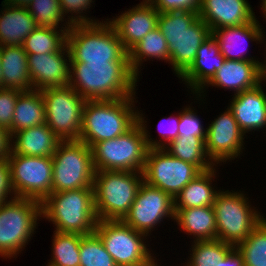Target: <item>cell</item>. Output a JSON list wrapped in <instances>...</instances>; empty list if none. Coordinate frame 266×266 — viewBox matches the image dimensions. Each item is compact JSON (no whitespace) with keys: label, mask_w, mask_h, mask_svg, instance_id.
<instances>
[{"label":"cell","mask_w":266,"mask_h":266,"mask_svg":"<svg viewBox=\"0 0 266 266\" xmlns=\"http://www.w3.org/2000/svg\"><path fill=\"white\" fill-rule=\"evenodd\" d=\"M15 197L42 203L52 193V157L11 154L7 157Z\"/></svg>","instance_id":"13"},{"label":"cell","mask_w":266,"mask_h":266,"mask_svg":"<svg viewBox=\"0 0 266 266\" xmlns=\"http://www.w3.org/2000/svg\"><path fill=\"white\" fill-rule=\"evenodd\" d=\"M207 129L203 127L195 109L192 106H186L180 112V121L178 137H200L206 140Z\"/></svg>","instance_id":"40"},{"label":"cell","mask_w":266,"mask_h":266,"mask_svg":"<svg viewBox=\"0 0 266 266\" xmlns=\"http://www.w3.org/2000/svg\"><path fill=\"white\" fill-rule=\"evenodd\" d=\"M91 149L95 171H144L148 147L139 122L125 134L97 142Z\"/></svg>","instance_id":"9"},{"label":"cell","mask_w":266,"mask_h":266,"mask_svg":"<svg viewBox=\"0 0 266 266\" xmlns=\"http://www.w3.org/2000/svg\"><path fill=\"white\" fill-rule=\"evenodd\" d=\"M200 173L195 165L173 157L164 148L147 150L144 181L168 193L173 199Z\"/></svg>","instance_id":"14"},{"label":"cell","mask_w":266,"mask_h":266,"mask_svg":"<svg viewBox=\"0 0 266 266\" xmlns=\"http://www.w3.org/2000/svg\"><path fill=\"white\" fill-rule=\"evenodd\" d=\"M45 103V123L61 140H78L86 100L72 87L41 90Z\"/></svg>","instance_id":"12"},{"label":"cell","mask_w":266,"mask_h":266,"mask_svg":"<svg viewBox=\"0 0 266 266\" xmlns=\"http://www.w3.org/2000/svg\"><path fill=\"white\" fill-rule=\"evenodd\" d=\"M2 64H1V53H0V88H2Z\"/></svg>","instance_id":"49"},{"label":"cell","mask_w":266,"mask_h":266,"mask_svg":"<svg viewBox=\"0 0 266 266\" xmlns=\"http://www.w3.org/2000/svg\"><path fill=\"white\" fill-rule=\"evenodd\" d=\"M262 84L233 95L228 105L245 135L266 128V92Z\"/></svg>","instance_id":"22"},{"label":"cell","mask_w":266,"mask_h":266,"mask_svg":"<svg viewBox=\"0 0 266 266\" xmlns=\"http://www.w3.org/2000/svg\"><path fill=\"white\" fill-rule=\"evenodd\" d=\"M152 0H142V3H151Z\"/></svg>","instance_id":"50"},{"label":"cell","mask_w":266,"mask_h":266,"mask_svg":"<svg viewBox=\"0 0 266 266\" xmlns=\"http://www.w3.org/2000/svg\"><path fill=\"white\" fill-rule=\"evenodd\" d=\"M137 102L136 96L86 101L78 140L91 148L97 142L125 134L138 122Z\"/></svg>","instance_id":"2"},{"label":"cell","mask_w":266,"mask_h":266,"mask_svg":"<svg viewBox=\"0 0 266 266\" xmlns=\"http://www.w3.org/2000/svg\"><path fill=\"white\" fill-rule=\"evenodd\" d=\"M12 136L9 130L0 126V159L11 154Z\"/></svg>","instance_id":"44"},{"label":"cell","mask_w":266,"mask_h":266,"mask_svg":"<svg viewBox=\"0 0 266 266\" xmlns=\"http://www.w3.org/2000/svg\"><path fill=\"white\" fill-rule=\"evenodd\" d=\"M236 248L244 266H266V218Z\"/></svg>","instance_id":"35"},{"label":"cell","mask_w":266,"mask_h":266,"mask_svg":"<svg viewBox=\"0 0 266 266\" xmlns=\"http://www.w3.org/2000/svg\"><path fill=\"white\" fill-rule=\"evenodd\" d=\"M158 28L168 44L172 70L180 77L193 63L200 45L210 36V28L193 11L159 13Z\"/></svg>","instance_id":"3"},{"label":"cell","mask_w":266,"mask_h":266,"mask_svg":"<svg viewBox=\"0 0 266 266\" xmlns=\"http://www.w3.org/2000/svg\"><path fill=\"white\" fill-rule=\"evenodd\" d=\"M94 233L117 266H155L158 262L145 241L148 235L122 220H98Z\"/></svg>","instance_id":"10"},{"label":"cell","mask_w":266,"mask_h":266,"mask_svg":"<svg viewBox=\"0 0 266 266\" xmlns=\"http://www.w3.org/2000/svg\"><path fill=\"white\" fill-rule=\"evenodd\" d=\"M260 6H262L260 7L261 8L260 10L262 11L263 17L266 20V0H261Z\"/></svg>","instance_id":"48"},{"label":"cell","mask_w":266,"mask_h":266,"mask_svg":"<svg viewBox=\"0 0 266 266\" xmlns=\"http://www.w3.org/2000/svg\"><path fill=\"white\" fill-rule=\"evenodd\" d=\"M216 167L202 171L185 186L174 199V209L213 206L218 189L212 184L216 179ZM213 186V187H212Z\"/></svg>","instance_id":"28"},{"label":"cell","mask_w":266,"mask_h":266,"mask_svg":"<svg viewBox=\"0 0 266 266\" xmlns=\"http://www.w3.org/2000/svg\"><path fill=\"white\" fill-rule=\"evenodd\" d=\"M265 59H266V56H265ZM262 61L263 62H260V65H259V68H260V82H262V81L265 82L266 81V60H262Z\"/></svg>","instance_id":"46"},{"label":"cell","mask_w":266,"mask_h":266,"mask_svg":"<svg viewBox=\"0 0 266 266\" xmlns=\"http://www.w3.org/2000/svg\"><path fill=\"white\" fill-rule=\"evenodd\" d=\"M0 11V46L22 45L38 25L26 6L10 5L2 1Z\"/></svg>","instance_id":"25"},{"label":"cell","mask_w":266,"mask_h":266,"mask_svg":"<svg viewBox=\"0 0 266 266\" xmlns=\"http://www.w3.org/2000/svg\"><path fill=\"white\" fill-rule=\"evenodd\" d=\"M206 129V153L216 167L222 162L240 158L245 149L243 140L247 135L242 132L228 107Z\"/></svg>","instance_id":"16"},{"label":"cell","mask_w":266,"mask_h":266,"mask_svg":"<svg viewBox=\"0 0 266 266\" xmlns=\"http://www.w3.org/2000/svg\"><path fill=\"white\" fill-rule=\"evenodd\" d=\"M175 220L181 231L193 235L192 241L215 240L217 228L213 206L174 209Z\"/></svg>","instance_id":"27"},{"label":"cell","mask_w":266,"mask_h":266,"mask_svg":"<svg viewBox=\"0 0 266 266\" xmlns=\"http://www.w3.org/2000/svg\"><path fill=\"white\" fill-rule=\"evenodd\" d=\"M68 30L37 27L26 37L22 47L27 55L59 52L66 45Z\"/></svg>","instance_id":"32"},{"label":"cell","mask_w":266,"mask_h":266,"mask_svg":"<svg viewBox=\"0 0 266 266\" xmlns=\"http://www.w3.org/2000/svg\"><path fill=\"white\" fill-rule=\"evenodd\" d=\"M27 56L33 90L69 86L70 53L67 45L59 52Z\"/></svg>","instance_id":"17"},{"label":"cell","mask_w":266,"mask_h":266,"mask_svg":"<svg viewBox=\"0 0 266 266\" xmlns=\"http://www.w3.org/2000/svg\"><path fill=\"white\" fill-rule=\"evenodd\" d=\"M138 81L131 70L128 52L118 62H70L69 86L86 101L136 96Z\"/></svg>","instance_id":"1"},{"label":"cell","mask_w":266,"mask_h":266,"mask_svg":"<svg viewBox=\"0 0 266 266\" xmlns=\"http://www.w3.org/2000/svg\"><path fill=\"white\" fill-rule=\"evenodd\" d=\"M159 12L151 3H140L119 16L107 19L128 52L150 31L158 27Z\"/></svg>","instance_id":"19"},{"label":"cell","mask_w":266,"mask_h":266,"mask_svg":"<svg viewBox=\"0 0 266 266\" xmlns=\"http://www.w3.org/2000/svg\"><path fill=\"white\" fill-rule=\"evenodd\" d=\"M219 44L212 34L200 45L191 66L179 77L185 86L195 94L198 101L205 98L206 85L225 62ZM202 93V94H201ZM204 93V94H203Z\"/></svg>","instance_id":"18"},{"label":"cell","mask_w":266,"mask_h":266,"mask_svg":"<svg viewBox=\"0 0 266 266\" xmlns=\"http://www.w3.org/2000/svg\"><path fill=\"white\" fill-rule=\"evenodd\" d=\"M94 2L95 1L93 0H59L63 16L64 18H66L67 16V22L70 25L94 24L101 22L97 19L95 20V18H89L86 14L87 10L92 6Z\"/></svg>","instance_id":"39"},{"label":"cell","mask_w":266,"mask_h":266,"mask_svg":"<svg viewBox=\"0 0 266 266\" xmlns=\"http://www.w3.org/2000/svg\"><path fill=\"white\" fill-rule=\"evenodd\" d=\"M41 216L52 222L58 232L94 233L98 222L94 188L51 193L41 203Z\"/></svg>","instance_id":"4"},{"label":"cell","mask_w":266,"mask_h":266,"mask_svg":"<svg viewBox=\"0 0 266 266\" xmlns=\"http://www.w3.org/2000/svg\"><path fill=\"white\" fill-rule=\"evenodd\" d=\"M143 181V172L95 171L93 188L98 220H122Z\"/></svg>","instance_id":"6"},{"label":"cell","mask_w":266,"mask_h":266,"mask_svg":"<svg viewBox=\"0 0 266 266\" xmlns=\"http://www.w3.org/2000/svg\"><path fill=\"white\" fill-rule=\"evenodd\" d=\"M41 216V203L14 197L0 209V257L15 258L35 234Z\"/></svg>","instance_id":"8"},{"label":"cell","mask_w":266,"mask_h":266,"mask_svg":"<svg viewBox=\"0 0 266 266\" xmlns=\"http://www.w3.org/2000/svg\"><path fill=\"white\" fill-rule=\"evenodd\" d=\"M26 7L31 16L35 19L38 27L56 29H69L71 27L66 21L67 19L63 18L64 16L59 0H32Z\"/></svg>","instance_id":"36"},{"label":"cell","mask_w":266,"mask_h":266,"mask_svg":"<svg viewBox=\"0 0 266 266\" xmlns=\"http://www.w3.org/2000/svg\"><path fill=\"white\" fill-rule=\"evenodd\" d=\"M52 193L93 188L92 149L79 140H62L53 157Z\"/></svg>","instance_id":"11"},{"label":"cell","mask_w":266,"mask_h":266,"mask_svg":"<svg viewBox=\"0 0 266 266\" xmlns=\"http://www.w3.org/2000/svg\"><path fill=\"white\" fill-rule=\"evenodd\" d=\"M129 64L133 73L139 77L143 62L150 60H164L170 64L169 47L161 30L156 27L147 33L137 44L129 51ZM140 70V71H139Z\"/></svg>","instance_id":"30"},{"label":"cell","mask_w":266,"mask_h":266,"mask_svg":"<svg viewBox=\"0 0 266 266\" xmlns=\"http://www.w3.org/2000/svg\"><path fill=\"white\" fill-rule=\"evenodd\" d=\"M22 92L19 90L0 88V126L8 130L12 126L14 109L18 96Z\"/></svg>","instance_id":"41"},{"label":"cell","mask_w":266,"mask_h":266,"mask_svg":"<svg viewBox=\"0 0 266 266\" xmlns=\"http://www.w3.org/2000/svg\"><path fill=\"white\" fill-rule=\"evenodd\" d=\"M5 3L15 6H27L32 0H3Z\"/></svg>","instance_id":"47"},{"label":"cell","mask_w":266,"mask_h":266,"mask_svg":"<svg viewBox=\"0 0 266 266\" xmlns=\"http://www.w3.org/2000/svg\"><path fill=\"white\" fill-rule=\"evenodd\" d=\"M143 111L140 112L138 110V122L141 125L144 135L145 141L148 149L154 148H165L171 141L178 138V129H179V121H180V112L175 116H169L162 118L160 123L158 124V132L160 134L159 140L151 138L149 130H147V119H145ZM166 123V124H165ZM167 128V129H166ZM162 138V140H161Z\"/></svg>","instance_id":"38"},{"label":"cell","mask_w":266,"mask_h":266,"mask_svg":"<svg viewBox=\"0 0 266 266\" xmlns=\"http://www.w3.org/2000/svg\"><path fill=\"white\" fill-rule=\"evenodd\" d=\"M79 253L80 266H117L95 233L81 238Z\"/></svg>","instance_id":"37"},{"label":"cell","mask_w":266,"mask_h":266,"mask_svg":"<svg viewBox=\"0 0 266 266\" xmlns=\"http://www.w3.org/2000/svg\"><path fill=\"white\" fill-rule=\"evenodd\" d=\"M222 266H244L243 256L236 247L222 260Z\"/></svg>","instance_id":"45"},{"label":"cell","mask_w":266,"mask_h":266,"mask_svg":"<svg viewBox=\"0 0 266 266\" xmlns=\"http://www.w3.org/2000/svg\"><path fill=\"white\" fill-rule=\"evenodd\" d=\"M167 217L175 220L174 199L168 193L143 181L122 221L136 231L150 236L155 226L160 225Z\"/></svg>","instance_id":"15"},{"label":"cell","mask_w":266,"mask_h":266,"mask_svg":"<svg viewBox=\"0 0 266 266\" xmlns=\"http://www.w3.org/2000/svg\"><path fill=\"white\" fill-rule=\"evenodd\" d=\"M151 4L159 13L175 11H193L198 13L201 0H152Z\"/></svg>","instance_id":"42"},{"label":"cell","mask_w":266,"mask_h":266,"mask_svg":"<svg viewBox=\"0 0 266 266\" xmlns=\"http://www.w3.org/2000/svg\"><path fill=\"white\" fill-rule=\"evenodd\" d=\"M2 88L29 92L32 81L28 71V56L22 45L0 46Z\"/></svg>","instance_id":"26"},{"label":"cell","mask_w":266,"mask_h":266,"mask_svg":"<svg viewBox=\"0 0 266 266\" xmlns=\"http://www.w3.org/2000/svg\"><path fill=\"white\" fill-rule=\"evenodd\" d=\"M45 123V103L39 90L22 92L16 101L11 136L18 131Z\"/></svg>","instance_id":"29"},{"label":"cell","mask_w":266,"mask_h":266,"mask_svg":"<svg viewBox=\"0 0 266 266\" xmlns=\"http://www.w3.org/2000/svg\"><path fill=\"white\" fill-rule=\"evenodd\" d=\"M14 197L15 195L10 184V168L8 159L3 158L0 159V204H3Z\"/></svg>","instance_id":"43"},{"label":"cell","mask_w":266,"mask_h":266,"mask_svg":"<svg viewBox=\"0 0 266 266\" xmlns=\"http://www.w3.org/2000/svg\"><path fill=\"white\" fill-rule=\"evenodd\" d=\"M52 258L46 266H80V242L84 236L78 233L53 231Z\"/></svg>","instance_id":"33"},{"label":"cell","mask_w":266,"mask_h":266,"mask_svg":"<svg viewBox=\"0 0 266 266\" xmlns=\"http://www.w3.org/2000/svg\"><path fill=\"white\" fill-rule=\"evenodd\" d=\"M61 141L44 123L15 132L12 135L11 151L25 156L53 157Z\"/></svg>","instance_id":"24"},{"label":"cell","mask_w":266,"mask_h":266,"mask_svg":"<svg viewBox=\"0 0 266 266\" xmlns=\"http://www.w3.org/2000/svg\"><path fill=\"white\" fill-rule=\"evenodd\" d=\"M105 20L71 25L66 35L70 62H118L127 53L116 30Z\"/></svg>","instance_id":"5"},{"label":"cell","mask_w":266,"mask_h":266,"mask_svg":"<svg viewBox=\"0 0 266 266\" xmlns=\"http://www.w3.org/2000/svg\"><path fill=\"white\" fill-rule=\"evenodd\" d=\"M164 149L173 157L195 165L201 172L216 166L206 153L205 140L200 137H178Z\"/></svg>","instance_id":"31"},{"label":"cell","mask_w":266,"mask_h":266,"mask_svg":"<svg viewBox=\"0 0 266 266\" xmlns=\"http://www.w3.org/2000/svg\"><path fill=\"white\" fill-rule=\"evenodd\" d=\"M198 15L211 32L218 28L240 26L257 19L247 0H201Z\"/></svg>","instance_id":"21"},{"label":"cell","mask_w":266,"mask_h":266,"mask_svg":"<svg viewBox=\"0 0 266 266\" xmlns=\"http://www.w3.org/2000/svg\"><path fill=\"white\" fill-rule=\"evenodd\" d=\"M260 62L225 60L212 80L206 85L234 91V95L260 83Z\"/></svg>","instance_id":"23"},{"label":"cell","mask_w":266,"mask_h":266,"mask_svg":"<svg viewBox=\"0 0 266 266\" xmlns=\"http://www.w3.org/2000/svg\"><path fill=\"white\" fill-rule=\"evenodd\" d=\"M211 34L217 40L220 53L225 59L245 60L251 62L260 61L257 58L255 59V57L253 58L252 56L247 57V48L241 47L246 45V43H249L250 41H254L256 42V44H260L266 40L264 37L265 31L260 25L258 19L240 26L218 28L213 30Z\"/></svg>","instance_id":"20"},{"label":"cell","mask_w":266,"mask_h":266,"mask_svg":"<svg viewBox=\"0 0 266 266\" xmlns=\"http://www.w3.org/2000/svg\"><path fill=\"white\" fill-rule=\"evenodd\" d=\"M232 191V192H231ZM221 190L213 204L217 228L216 239L236 247L259 225L264 215L252 207L241 190Z\"/></svg>","instance_id":"7"},{"label":"cell","mask_w":266,"mask_h":266,"mask_svg":"<svg viewBox=\"0 0 266 266\" xmlns=\"http://www.w3.org/2000/svg\"><path fill=\"white\" fill-rule=\"evenodd\" d=\"M234 248L218 239L193 241L190 255L184 266H222V260Z\"/></svg>","instance_id":"34"}]
</instances>
